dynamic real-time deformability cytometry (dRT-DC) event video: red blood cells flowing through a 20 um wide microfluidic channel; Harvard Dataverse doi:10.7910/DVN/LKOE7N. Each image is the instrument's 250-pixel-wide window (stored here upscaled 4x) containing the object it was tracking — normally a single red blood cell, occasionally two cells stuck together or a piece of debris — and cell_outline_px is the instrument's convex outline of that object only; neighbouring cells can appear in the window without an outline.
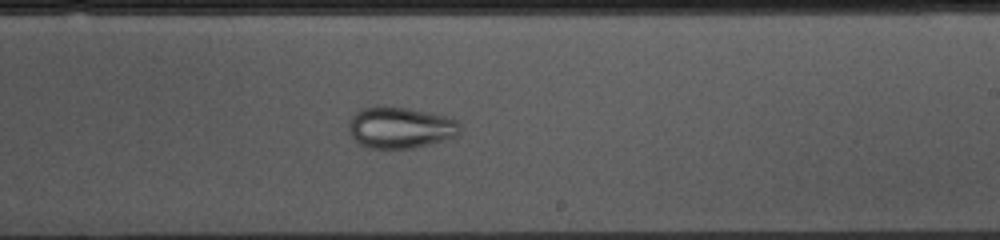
{"species": "common noctule bat (a hibernating species)", "species_latin": "Nyctalus noctula", "temperature_condition": "cold", "stored_images_in_passage": 51, "camera_frame_rate_fps": 3000, "um_per_image_px": 0.085, "animal": {"sex": "female", "body_mass_g": 10.0, "forearm_length_mm": 53.1}, "frame": {"image": 1, "passage_image": 29, "time_ms": 9.333, "image_size_px": [1000, 240], "cell_outline_px": [[460, 128], [456, 136], [444, 140], [412, 148], [368, 148], [360, 144], [348, 132], [348, 120], [360, 108], [380, 104], [384, 104], [408, 108], [428, 112], [444, 116], [456, 120], [460, 124]], "centroid_in_image_um": [33.96, 10.81], "position_along_channel_um": 255.0, "area_um2": 27.11}}
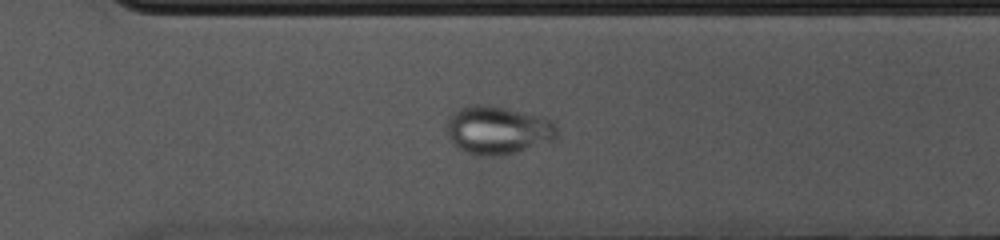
{"frame": {"image": 2, "passage_image": 35, "time_ms": 11.333, "image_size_px": [1000, 240], "cell_outline_px": [[560, 136], [556, 140], [516, 152], [496, 156], [476, 156], [456, 148], [452, 144], [448, 136], [448, 120], [452, 112], [468, 104], [484, 104], [504, 108], [552, 120], [556, 124]], "centroid_in_image_um": [42.31, 11.08], "position_along_channel_um": 328.3, "area_um2": 31.21}}
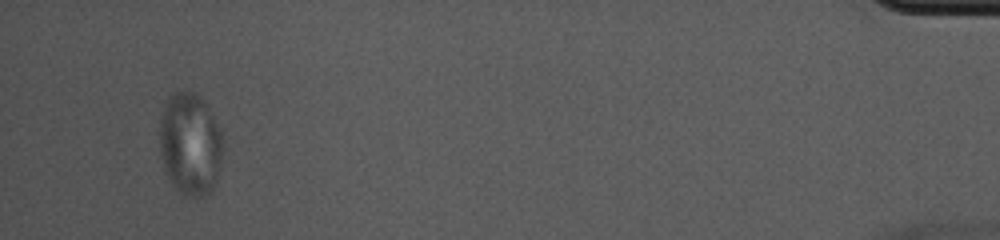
{"frame": {"image": 3, "passage_image": 49, "time_ms": 16.0, "image_size_px": [1000, 240], "cell_outline_px": [[224, 148], [216, 176], [212, 188], [208, 192], [200, 196], [184, 196], [172, 184], [168, 176], [160, 152], [160, 124], [164, 108], [172, 92], [196, 92], [204, 100], [220, 128]], "centroid_in_image_um": [16.18, 12.22], "position_along_channel_um": 419.0, "area_um2": 37.34}}